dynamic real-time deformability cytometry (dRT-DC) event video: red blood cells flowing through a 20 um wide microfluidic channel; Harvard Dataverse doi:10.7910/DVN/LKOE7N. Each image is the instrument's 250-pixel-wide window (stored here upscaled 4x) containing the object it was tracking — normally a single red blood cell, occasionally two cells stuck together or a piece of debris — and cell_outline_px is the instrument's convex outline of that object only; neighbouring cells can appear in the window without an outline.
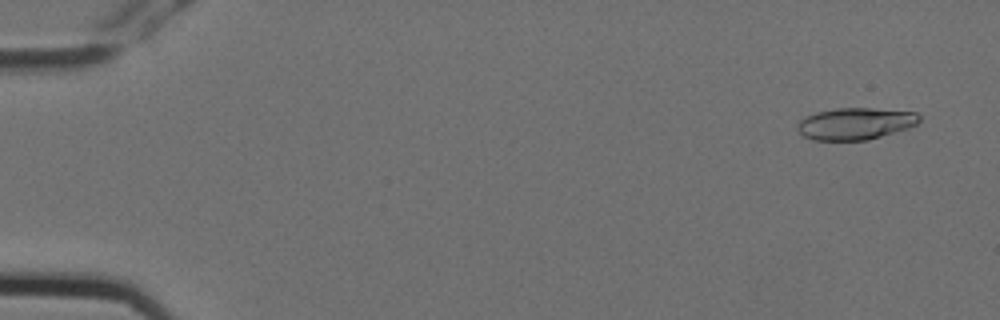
{"species": "Egyptian fruit bat (a non-hibernating species)", "species_latin": "Rousettus aegyptiacus", "temperature_condition": "cold", "stored_images_in_passage": 3, "camera_frame_rate_fps": 3000, "um_per_image_px": 0.085, "animal": {"sex": "female"}, "frame": {"image": 1, "passage_image": 1, "time_ms": 0.0, "image_size_px": [1000, 320], "cell_outline_px": [[920, 120], [916, 124], [908, 128], [868, 140], [812, 140], [804, 136], [796, 128], [796, 124], [804, 116], [816, 112], [836, 108], [872, 108], [916, 112], [920, 116]], "centroid_in_image_um": [72.68, 10.5], "position_along_channel_um": 12.3, "area_um2": 22.72}}